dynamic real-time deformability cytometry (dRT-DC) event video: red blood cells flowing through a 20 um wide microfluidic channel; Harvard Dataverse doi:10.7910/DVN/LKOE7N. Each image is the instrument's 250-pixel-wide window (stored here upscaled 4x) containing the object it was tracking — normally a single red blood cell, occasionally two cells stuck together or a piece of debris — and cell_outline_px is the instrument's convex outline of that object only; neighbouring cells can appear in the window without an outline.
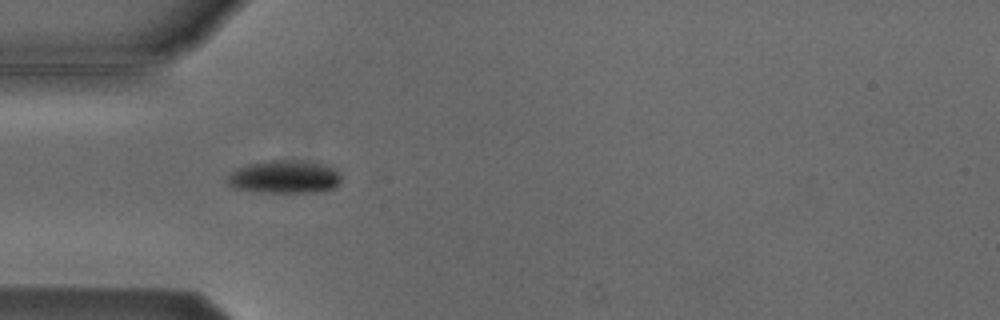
{"species": "Egyptian fruit bat (a non-hibernating species)", "species_latin": "Rousettus aegyptiacus", "temperature_condition": "cold", "stored_images_in_passage": 8, "camera_frame_rate_fps": 3000, "um_per_image_px": 0.085, "animal": {"sex": "male"}, "frame": {"image": 1, "passage_image": 4, "time_ms": 3.333, "image_size_px": [1000, 320], "cell_outline_px": [[340, 184], [336, 188], [320, 192], [260, 192], [232, 188], [228, 184], [228, 176], [232, 172], [248, 164], [272, 160], [300, 160], [328, 164], [336, 168], [340, 172]], "centroid_in_image_um": [24.27, 15.03], "position_along_channel_um": 60.7, "area_um2": 22.2}}
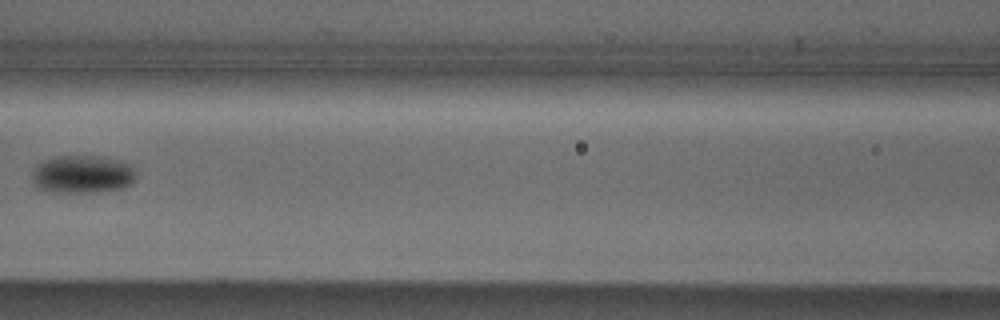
{"frame": {"image": 2, "passage_image": 6, "time_ms": 6.0, "image_size_px": [1000, 320], "cell_outline_px": [[136, 176], [132, 184], [124, 188], [100, 192], [52, 192], [36, 188], [32, 180], [32, 176], [36, 168], [44, 160], [64, 156], [100, 156], [132, 164], [136, 172]], "centroid_in_image_um": [7.06, 14.83], "position_along_channel_um": 159.5, "area_um2": 23.06}}
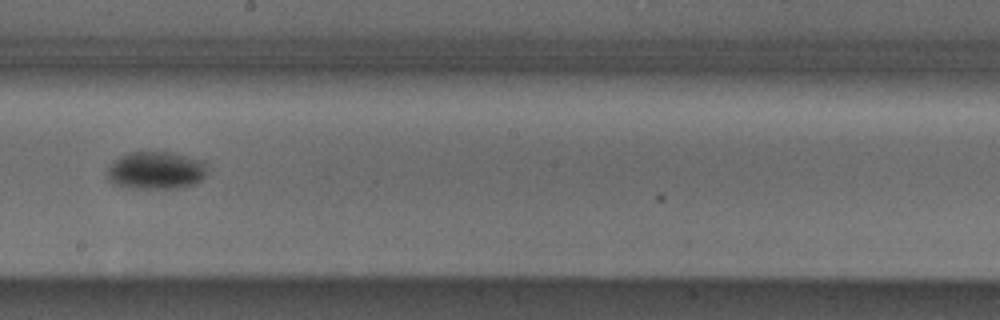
{"frame": {"image": 3, "passage_image": 8, "time_ms": 8.0, "image_size_px": [1000, 320], "cell_outline_px": [[208, 172], [196, 184], [180, 188], [128, 188], [116, 184], [108, 180], [108, 168], [120, 156], [128, 152], [172, 152], [204, 160], [208, 164]], "centroid_in_image_um": [13.33, 14.48], "position_along_channel_um": 234.9, "area_um2": 22.2}}